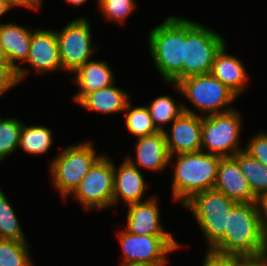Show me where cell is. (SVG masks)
Returning <instances> with one entry per match:
<instances>
[{
  "instance_id": "f546056e",
  "label": "cell",
  "mask_w": 267,
  "mask_h": 266,
  "mask_svg": "<svg viewBox=\"0 0 267 266\" xmlns=\"http://www.w3.org/2000/svg\"><path fill=\"white\" fill-rule=\"evenodd\" d=\"M248 142L244 151L267 167V132L261 130Z\"/></svg>"
},
{
  "instance_id": "7c38bea8",
  "label": "cell",
  "mask_w": 267,
  "mask_h": 266,
  "mask_svg": "<svg viewBox=\"0 0 267 266\" xmlns=\"http://www.w3.org/2000/svg\"><path fill=\"white\" fill-rule=\"evenodd\" d=\"M184 112L171 123L164 134L170 155L201 151L202 115L183 106Z\"/></svg>"
},
{
  "instance_id": "e575fe53",
  "label": "cell",
  "mask_w": 267,
  "mask_h": 266,
  "mask_svg": "<svg viewBox=\"0 0 267 266\" xmlns=\"http://www.w3.org/2000/svg\"><path fill=\"white\" fill-rule=\"evenodd\" d=\"M31 10H38L43 0H22Z\"/></svg>"
},
{
  "instance_id": "603a6c76",
  "label": "cell",
  "mask_w": 267,
  "mask_h": 266,
  "mask_svg": "<svg viewBox=\"0 0 267 266\" xmlns=\"http://www.w3.org/2000/svg\"><path fill=\"white\" fill-rule=\"evenodd\" d=\"M52 132L46 126L22 124L18 148L31 155L45 154L53 143Z\"/></svg>"
},
{
  "instance_id": "e0dca14e",
  "label": "cell",
  "mask_w": 267,
  "mask_h": 266,
  "mask_svg": "<svg viewBox=\"0 0 267 266\" xmlns=\"http://www.w3.org/2000/svg\"><path fill=\"white\" fill-rule=\"evenodd\" d=\"M135 159L129 155L125 158L137 168H143L152 172H161L170 165V154L163 131L155 134L136 138Z\"/></svg>"
},
{
  "instance_id": "4316f807",
  "label": "cell",
  "mask_w": 267,
  "mask_h": 266,
  "mask_svg": "<svg viewBox=\"0 0 267 266\" xmlns=\"http://www.w3.org/2000/svg\"><path fill=\"white\" fill-rule=\"evenodd\" d=\"M0 239L26 241L14 208L0 187Z\"/></svg>"
},
{
  "instance_id": "7a4b0ae2",
  "label": "cell",
  "mask_w": 267,
  "mask_h": 266,
  "mask_svg": "<svg viewBox=\"0 0 267 266\" xmlns=\"http://www.w3.org/2000/svg\"><path fill=\"white\" fill-rule=\"evenodd\" d=\"M152 60L166 83L183 79L185 18L169 16L152 28L148 38Z\"/></svg>"
},
{
  "instance_id": "44dd1931",
  "label": "cell",
  "mask_w": 267,
  "mask_h": 266,
  "mask_svg": "<svg viewBox=\"0 0 267 266\" xmlns=\"http://www.w3.org/2000/svg\"><path fill=\"white\" fill-rule=\"evenodd\" d=\"M114 85L115 83L86 94L77 104L89 111L106 115L124 112L130 97Z\"/></svg>"
},
{
  "instance_id": "f1b7e54d",
  "label": "cell",
  "mask_w": 267,
  "mask_h": 266,
  "mask_svg": "<svg viewBox=\"0 0 267 266\" xmlns=\"http://www.w3.org/2000/svg\"><path fill=\"white\" fill-rule=\"evenodd\" d=\"M99 10L104 18L116 21L120 24L125 23L128 16L135 10V0H98Z\"/></svg>"
},
{
  "instance_id": "5bb4252c",
  "label": "cell",
  "mask_w": 267,
  "mask_h": 266,
  "mask_svg": "<svg viewBox=\"0 0 267 266\" xmlns=\"http://www.w3.org/2000/svg\"><path fill=\"white\" fill-rule=\"evenodd\" d=\"M148 185L139 168L132 165L126 158L116 168L113 162V207L119 201L125 205L143 202Z\"/></svg>"
},
{
  "instance_id": "cb8c5ba5",
  "label": "cell",
  "mask_w": 267,
  "mask_h": 266,
  "mask_svg": "<svg viewBox=\"0 0 267 266\" xmlns=\"http://www.w3.org/2000/svg\"><path fill=\"white\" fill-rule=\"evenodd\" d=\"M184 105L177 102L170 95H161L153 99V101L146 106L152 118L153 124L158 131H165L168 123H172L177 117L184 112Z\"/></svg>"
},
{
  "instance_id": "ba28073f",
  "label": "cell",
  "mask_w": 267,
  "mask_h": 266,
  "mask_svg": "<svg viewBox=\"0 0 267 266\" xmlns=\"http://www.w3.org/2000/svg\"><path fill=\"white\" fill-rule=\"evenodd\" d=\"M242 116L232 109L227 112L202 116L201 151L222 158L233 157L239 148Z\"/></svg>"
},
{
  "instance_id": "30bf717a",
  "label": "cell",
  "mask_w": 267,
  "mask_h": 266,
  "mask_svg": "<svg viewBox=\"0 0 267 266\" xmlns=\"http://www.w3.org/2000/svg\"><path fill=\"white\" fill-rule=\"evenodd\" d=\"M117 238L124 254L122 263L167 264L168 254L181 247L172 235H135L123 229Z\"/></svg>"
},
{
  "instance_id": "ab89813d",
  "label": "cell",
  "mask_w": 267,
  "mask_h": 266,
  "mask_svg": "<svg viewBox=\"0 0 267 266\" xmlns=\"http://www.w3.org/2000/svg\"><path fill=\"white\" fill-rule=\"evenodd\" d=\"M67 3L73 4L74 6H80L83 3L87 2V0H66Z\"/></svg>"
},
{
  "instance_id": "277c9868",
  "label": "cell",
  "mask_w": 267,
  "mask_h": 266,
  "mask_svg": "<svg viewBox=\"0 0 267 266\" xmlns=\"http://www.w3.org/2000/svg\"><path fill=\"white\" fill-rule=\"evenodd\" d=\"M103 154H96L90 141L69 145L50 162L52 184L63 198L70 196L79 186L92 165Z\"/></svg>"
},
{
  "instance_id": "d6986e66",
  "label": "cell",
  "mask_w": 267,
  "mask_h": 266,
  "mask_svg": "<svg viewBox=\"0 0 267 266\" xmlns=\"http://www.w3.org/2000/svg\"><path fill=\"white\" fill-rule=\"evenodd\" d=\"M226 50L225 43L215 55L210 73L239 96L247 88L249 76L242 61Z\"/></svg>"
},
{
  "instance_id": "4dcf8cb0",
  "label": "cell",
  "mask_w": 267,
  "mask_h": 266,
  "mask_svg": "<svg viewBox=\"0 0 267 266\" xmlns=\"http://www.w3.org/2000/svg\"><path fill=\"white\" fill-rule=\"evenodd\" d=\"M242 257L207 249L202 266H241Z\"/></svg>"
},
{
  "instance_id": "8fae6325",
  "label": "cell",
  "mask_w": 267,
  "mask_h": 266,
  "mask_svg": "<svg viewBox=\"0 0 267 266\" xmlns=\"http://www.w3.org/2000/svg\"><path fill=\"white\" fill-rule=\"evenodd\" d=\"M60 60L63 71L74 73L96 51L92 47L90 22L84 16L65 25L62 30H56Z\"/></svg>"
},
{
  "instance_id": "3957f363",
  "label": "cell",
  "mask_w": 267,
  "mask_h": 266,
  "mask_svg": "<svg viewBox=\"0 0 267 266\" xmlns=\"http://www.w3.org/2000/svg\"><path fill=\"white\" fill-rule=\"evenodd\" d=\"M176 160L172 182V198L184 205L196 193L214 189L219 161L222 157L204 151L170 155Z\"/></svg>"
},
{
  "instance_id": "8992f818",
  "label": "cell",
  "mask_w": 267,
  "mask_h": 266,
  "mask_svg": "<svg viewBox=\"0 0 267 266\" xmlns=\"http://www.w3.org/2000/svg\"><path fill=\"white\" fill-rule=\"evenodd\" d=\"M185 96L204 116L232 110L237 95L211 73L189 76L177 83H168Z\"/></svg>"
},
{
  "instance_id": "52a82bcc",
  "label": "cell",
  "mask_w": 267,
  "mask_h": 266,
  "mask_svg": "<svg viewBox=\"0 0 267 266\" xmlns=\"http://www.w3.org/2000/svg\"><path fill=\"white\" fill-rule=\"evenodd\" d=\"M225 43L219 33L185 18L183 79L210 73L215 55Z\"/></svg>"
},
{
  "instance_id": "ac0fdd59",
  "label": "cell",
  "mask_w": 267,
  "mask_h": 266,
  "mask_svg": "<svg viewBox=\"0 0 267 266\" xmlns=\"http://www.w3.org/2000/svg\"><path fill=\"white\" fill-rule=\"evenodd\" d=\"M126 230L135 235H172L160 224V208L156 196L127 205Z\"/></svg>"
},
{
  "instance_id": "74e56055",
  "label": "cell",
  "mask_w": 267,
  "mask_h": 266,
  "mask_svg": "<svg viewBox=\"0 0 267 266\" xmlns=\"http://www.w3.org/2000/svg\"><path fill=\"white\" fill-rule=\"evenodd\" d=\"M167 264L122 263L121 266H166Z\"/></svg>"
},
{
  "instance_id": "836d02e7",
  "label": "cell",
  "mask_w": 267,
  "mask_h": 266,
  "mask_svg": "<svg viewBox=\"0 0 267 266\" xmlns=\"http://www.w3.org/2000/svg\"><path fill=\"white\" fill-rule=\"evenodd\" d=\"M241 266H267V254L261 257L243 258Z\"/></svg>"
},
{
  "instance_id": "6da1fadb",
  "label": "cell",
  "mask_w": 267,
  "mask_h": 266,
  "mask_svg": "<svg viewBox=\"0 0 267 266\" xmlns=\"http://www.w3.org/2000/svg\"><path fill=\"white\" fill-rule=\"evenodd\" d=\"M211 250L242 258L267 254V232L257 202L236 203L231 208L225 235Z\"/></svg>"
},
{
  "instance_id": "d590c367",
  "label": "cell",
  "mask_w": 267,
  "mask_h": 266,
  "mask_svg": "<svg viewBox=\"0 0 267 266\" xmlns=\"http://www.w3.org/2000/svg\"><path fill=\"white\" fill-rule=\"evenodd\" d=\"M13 7L9 5L6 1L0 0V17L5 15L8 10L10 11Z\"/></svg>"
},
{
  "instance_id": "d4e9b609",
  "label": "cell",
  "mask_w": 267,
  "mask_h": 266,
  "mask_svg": "<svg viewBox=\"0 0 267 266\" xmlns=\"http://www.w3.org/2000/svg\"><path fill=\"white\" fill-rule=\"evenodd\" d=\"M131 103L130 101L127 103L124 111L127 130L136 138L157 133L158 130L153 124L147 107H133Z\"/></svg>"
},
{
  "instance_id": "f35d334b",
  "label": "cell",
  "mask_w": 267,
  "mask_h": 266,
  "mask_svg": "<svg viewBox=\"0 0 267 266\" xmlns=\"http://www.w3.org/2000/svg\"><path fill=\"white\" fill-rule=\"evenodd\" d=\"M0 64H10L3 48L0 45Z\"/></svg>"
},
{
  "instance_id": "484cf974",
  "label": "cell",
  "mask_w": 267,
  "mask_h": 266,
  "mask_svg": "<svg viewBox=\"0 0 267 266\" xmlns=\"http://www.w3.org/2000/svg\"><path fill=\"white\" fill-rule=\"evenodd\" d=\"M27 243L0 239V266H34Z\"/></svg>"
},
{
  "instance_id": "9a60e30c",
  "label": "cell",
  "mask_w": 267,
  "mask_h": 266,
  "mask_svg": "<svg viewBox=\"0 0 267 266\" xmlns=\"http://www.w3.org/2000/svg\"><path fill=\"white\" fill-rule=\"evenodd\" d=\"M31 29L16 23L0 24V45L3 48L10 65L16 70L19 83L30 73L29 69L22 68L16 61L25 62L30 49Z\"/></svg>"
},
{
  "instance_id": "7402d4cb",
  "label": "cell",
  "mask_w": 267,
  "mask_h": 266,
  "mask_svg": "<svg viewBox=\"0 0 267 266\" xmlns=\"http://www.w3.org/2000/svg\"><path fill=\"white\" fill-rule=\"evenodd\" d=\"M233 158L238 162L253 195L259 198L267 192V167L244 150L237 152Z\"/></svg>"
},
{
  "instance_id": "d6a6232c",
  "label": "cell",
  "mask_w": 267,
  "mask_h": 266,
  "mask_svg": "<svg viewBox=\"0 0 267 266\" xmlns=\"http://www.w3.org/2000/svg\"><path fill=\"white\" fill-rule=\"evenodd\" d=\"M257 205L262 226L267 232V192L263 193L259 198H257Z\"/></svg>"
},
{
  "instance_id": "4fadbf2b",
  "label": "cell",
  "mask_w": 267,
  "mask_h": 266,
  "mask_svg": "<svg viewBox=\"0 0 267 266\" xmlns=\"http://www.w3.org/2000/svg\"><path fill=\"white\" fill-rule=\"evenodd\" d=\"M25 62L38 74L63 71L56 30L32 31L29 54Z\"/></svg>"
},
{
  "instance_id": "8d00e7d4",
  "label": "cell",
  "mask_w": 267,
  "mask_h": 266,
  "mask_svg": "<svg viewBox=\"0 0 267 266\" xmlns=\"http://www.w3.org/2000/svg\"><path fill=\"white\" fill-rule=\"evenodd\" d=\"M6 1L9 5H11L13 8L17 6H24L27 9H30L22 0H4Z\"/></svg>"
},
{
  "instance_id": "9c48e42d",
  "label": "cell",
  "mask_w": 267,
  "mask_h": 266,
  "mask_svg": "<svg viewBox=\"0 0 267 266\" xmlns=\"http://www.w3.org/2000/svg\"><path fill=\"white\" fill-rule=\"evenodd\" d=\"M85 210H103L113 206V161L102 155L70 195Z\"/></svg>"
},
{
  "instance_id": "2e32d148",
  "label": "cell",
  "mask_w": 267,
  "mask_h": 266,
  "mask_svg": "<svg viewBox=\"0 0 267 266\" xmlns=\"http://www.w3.org/2000/svg\"><path fill=\"white\" fill-rule=\"evenodd\" d=\"M214 189L237 203L257 202L238 162L233 157L220 159Z\"/></svg>"
},
{
  "instance_id": "83f0119b",
  "label": "cell",
  "mask_w": 267,
  "mask_h": 266,
  "mask_svg": "<svg viewBox=\"0 0 267 266\" xmlns=\"http://www.w3.org/2000/svg\"><path fill=\"white\" fill-rule=\"evenodd\" d=\"M22 124L17 118L0 117V161L18 149Z\"/></svg>"
},
{
  "instance_id": "ffe728a7",
  "label": "cell",
  "mask_w": 267,
  "mask_h": 266,
  "mask_svg": "<svg viewBox=\"0 0 267 266\" xmlns=\"http://www.w3.org/2000/svg\"><path fill=\"white\" fill-rule=\"evenodd\" d=\"M72 82L78 87L73 100L78 103L86 94L114 83L113 71L105 61L90 60L79 67Z\"/></svg>"
},
{
  "instance_id": "5b68a950",
  "label": "cell",
  "mask_w": 267,
  "mask_h": 266,
  "mask_svg": "<svg viewBox=\"0 0 267 266\" xmlns=\"http://www.w3.org/2000/svg\"><path fill=\"white\" fill-rule=\"evenodd\" d=\"M236 203L224 193L210 189L196 193L183 205L202 230L208 249L211 250L224 237L230 210Z\"/></svg>"
},
{
  "instance_id": "1f68e13d",
  "label": "cell",
  "mask_w": 267,
  "mask_h": 266,
  "mask_svg": "<svg viewBox=\"0 0 267 266\" xmlns=\"http://www.w3.org/2000/svg\"><path fill=\"white\" fill-rule=\"evenodd\" d=\"M18 83L16 70L10 64H0V96Z\"/></svg>"
}]
</instances>
